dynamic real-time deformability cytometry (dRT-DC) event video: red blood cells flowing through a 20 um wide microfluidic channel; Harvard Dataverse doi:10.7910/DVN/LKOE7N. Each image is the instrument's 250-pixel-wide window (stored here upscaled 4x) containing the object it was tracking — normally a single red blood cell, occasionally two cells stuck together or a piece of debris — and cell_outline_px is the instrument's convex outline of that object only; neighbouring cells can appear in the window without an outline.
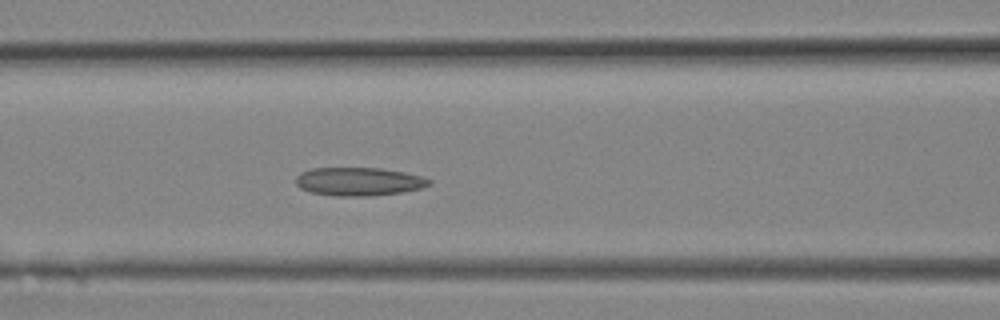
{"species": "Egyptian fruit bat (a non-hibernating species)", "species_latin": "Rousettus aegyptiacus", "temperature_condition": "room temperature", "stored_images_in_passage": 5, "camera_frame_rate_fps": 3000, "um_per_image_px": 0.085, "animal": {"sex": "female"}, "frame": {"image": 1, "passage_image": 5, "time_ms": 1.333, "image_size_px": [1000, 320], "cell_outline_px": [[432, 184], [424, 188], [400, 192], [368, 196], [336, 196], [312, 192], [300, 188], [296, 184], [296, 176], [300, 172], [312, 168], [380, 168], [404, 172], [424, 176], [432, 180]], "centroid_in_image_um": [30.53, 15.42], "position_along_channel_um": 136.1, "area_um2": 22.14}}